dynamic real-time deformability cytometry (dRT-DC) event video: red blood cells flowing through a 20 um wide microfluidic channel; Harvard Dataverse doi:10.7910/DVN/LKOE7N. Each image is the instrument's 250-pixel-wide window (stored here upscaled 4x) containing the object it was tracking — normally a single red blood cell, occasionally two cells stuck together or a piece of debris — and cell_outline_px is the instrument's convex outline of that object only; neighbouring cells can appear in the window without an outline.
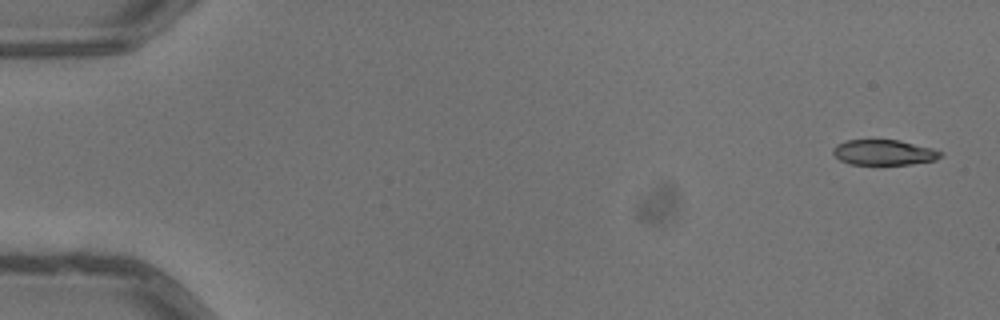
{"species": "common noctule bat (a hibernating species)", "species_latin": "Nyctalus noctula", "temperature_condition": "warm", "stored_images_in_passage": 5, "camera_frame_rate_fps": 3000, "um_per_image_px": 0.085, "animal": {"sex": "male", "body_mass_g": 13.3}, "frame": {"image": 1, "passage_image": 1, "time_ms": 0.0, "image_size_px": [1000, 320], "cell_outline_px": [[944, 152], [936, 160], [912, 164], [848, 164], [840, 160], [832, 152], [832, 148], [836, 144], [844, 140], [900, 140], [932, 148]], "centroid_in_image_um": [75.12, 12.95], "position_along_channel_um": 9.9, "area_um2": 15.95}}
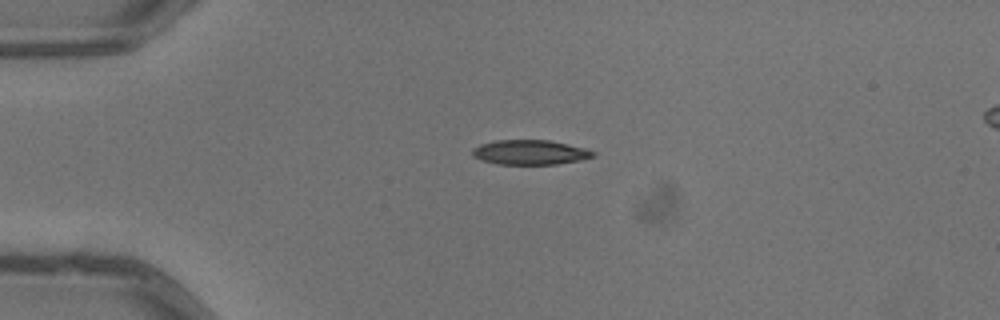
{"frame": {"image": 2, "passage_image": 4, "time_ms": 1.0, "image_size_px": [1000, 320], "cell_outline_px": [[596, 156], [584, 160], [556, 164], [496, 164], [480, 160], [472, 156], [472, 148], [480, 144], [496, 140], [548, 140], [568, 144], [584, 148], [596, 152]], "centroid_in_image_um": [45.05, 12.95], "position_along_channel_um": 39.9, "area_um2": 17.57}}